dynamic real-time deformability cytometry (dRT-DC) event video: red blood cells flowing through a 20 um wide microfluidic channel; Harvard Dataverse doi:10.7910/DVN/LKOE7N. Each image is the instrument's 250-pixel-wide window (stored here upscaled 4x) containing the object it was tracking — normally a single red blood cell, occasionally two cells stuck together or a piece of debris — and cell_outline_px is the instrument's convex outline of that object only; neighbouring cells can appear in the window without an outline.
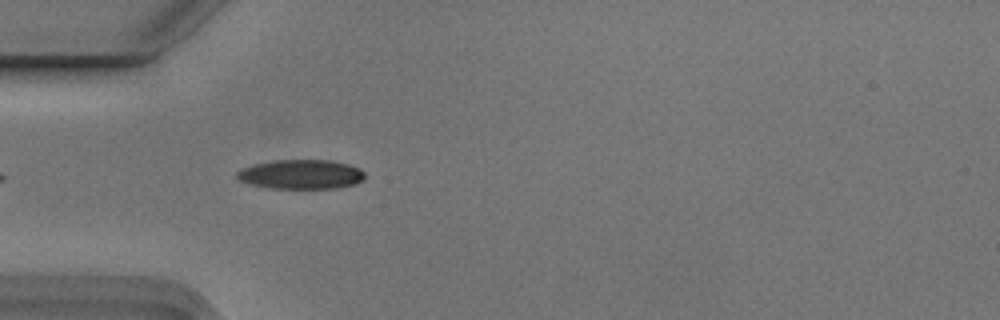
{"species": "Egyptian fruit bat (a non-hibernating species)", "species_latin": "Rousettus aegyptiacus", "temperature_condition": "cold", "stored_images_in_passage": 4, "camera_frame_rate_fps": 3000, "um_per_image_px": 0.085, "animal": {"sex": "male"}, "frame": {"image": 1, "passage_image": 4, "time_ms": 1.0, "image_size_px": [1000, 320], "cell_outline_px": [[364, 180], [356, 184], [336, 188], [272, 188], [252, 184], [240, 180], [236, 176], [236, 172], [252, 164], [272, 160], [328, 160], [348, 164], [360, 168], [364, 172]], "centroid_in_image_um": [25.62, 14.81], "position_along_channel_um": 59.4, "area_um2": 21.85}}